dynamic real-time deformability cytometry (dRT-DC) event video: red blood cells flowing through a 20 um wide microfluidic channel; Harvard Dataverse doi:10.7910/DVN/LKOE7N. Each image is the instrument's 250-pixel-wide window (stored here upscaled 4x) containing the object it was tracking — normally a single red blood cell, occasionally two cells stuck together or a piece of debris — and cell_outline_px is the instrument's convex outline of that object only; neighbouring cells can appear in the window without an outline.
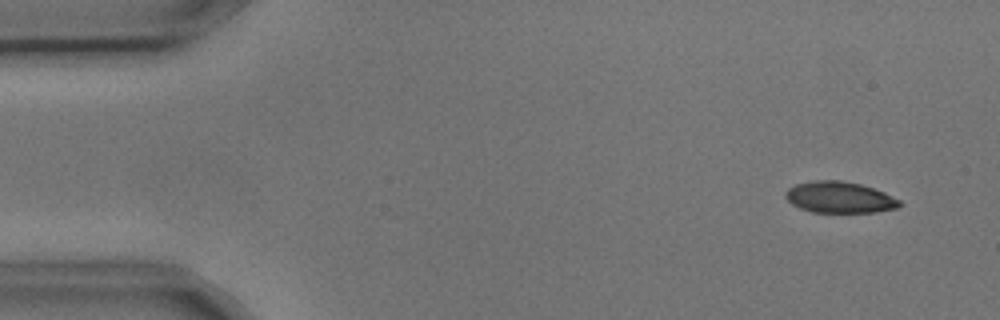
{"species": "common noctule bat (a hibernating species)", "species_latin": "Nyctalus noctula", "temperature_condition": "cold", "stored_images_in_passage": 4, "camera_frame_rate_fps": 3000, "um_per_image_px": 0.085, "animal": {"sex": "male", "body_mass_g": 17.9, "forearm_length_mm": 54.2}, "frame": {"image": 1, "passage_image": 1, "time_ms": 0.0, "image_size_px": [1000, 320], "cell_outline_px": [[900, 204], [896, 208], [876, 212], [812, 212], [800, 208], [792, 204], [784, 196], [784, 192], [788, 188], [796, 184], [812, 180], [840, 180], [860, 184], [884, 192], [900, 200]], "centroid_in_image_um": [71.32, 16.77], "position_along_channel_um": 13.7, "area_um2": 20.75}}
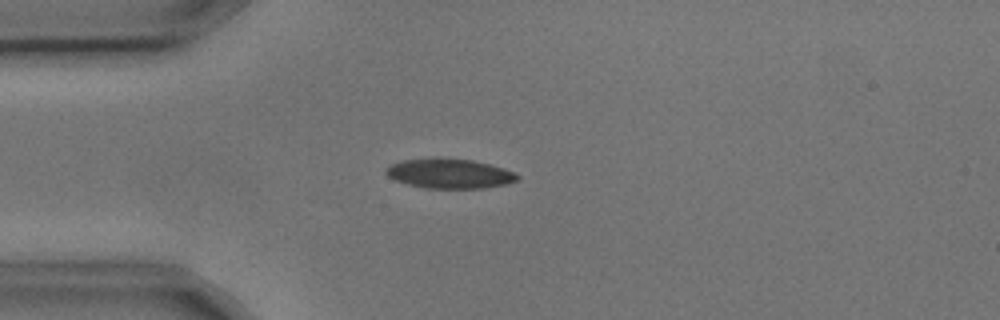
{"frame": {"image": 2, "passage_image": 4, "time_ms": 1.0, "image_size_px": [1000, 320], "cell_outline_px": [[520, 176], [516, 180], [508, 184], [484, 188], [424, 188], [408, 184], [396, 180], [388, 176], [384, 172], [384, 168], [392, 164], [404, 160], [432, 156], [472, 160], [504, 168]], "centroid_in_image_um": [38.17, 14.73], "position_along_channel_um": 46.8, "area_um2": 22.95}}